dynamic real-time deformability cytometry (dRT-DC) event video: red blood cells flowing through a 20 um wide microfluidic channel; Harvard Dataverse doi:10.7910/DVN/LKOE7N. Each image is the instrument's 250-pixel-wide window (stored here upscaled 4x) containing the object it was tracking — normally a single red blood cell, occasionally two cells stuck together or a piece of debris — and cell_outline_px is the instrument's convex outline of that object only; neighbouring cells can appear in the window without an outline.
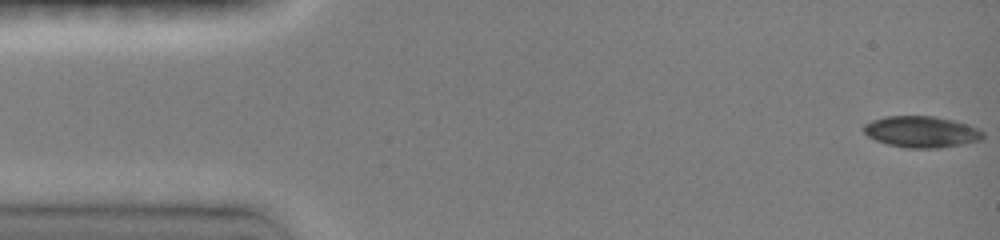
{"species": "common noctule bat (a hibernating species)", "species_latin": "Nyctalus noctula", "temperature_condition": "room temperature", "stored_images_in_passage": 14, "camera_frame_rate_fps": 3000, "um_per_image_px": 0.085, "animal": {"sex": "female", "body_mass_g": 19.0, "forearm_length_mm": 51.5}, "frame": {"image": 1, "passage_image": 1, "time_ms": 0.0, "image_size_px": [1000, 240], "cell_outline_px": [[984, 136], [980, 140], [960, 144], [932, 148], [908, 148], [888, 144], [876, 140], [868, 136], [864, 132], [864, 124], [872, 120], [884, 116], [936, 116], [952, 120], [976, 128], [984, 132]], "centroid_in_image_um": [78.28, 11.19], "position_along_channel_um": 6.7, "area_um2": 21.44}}